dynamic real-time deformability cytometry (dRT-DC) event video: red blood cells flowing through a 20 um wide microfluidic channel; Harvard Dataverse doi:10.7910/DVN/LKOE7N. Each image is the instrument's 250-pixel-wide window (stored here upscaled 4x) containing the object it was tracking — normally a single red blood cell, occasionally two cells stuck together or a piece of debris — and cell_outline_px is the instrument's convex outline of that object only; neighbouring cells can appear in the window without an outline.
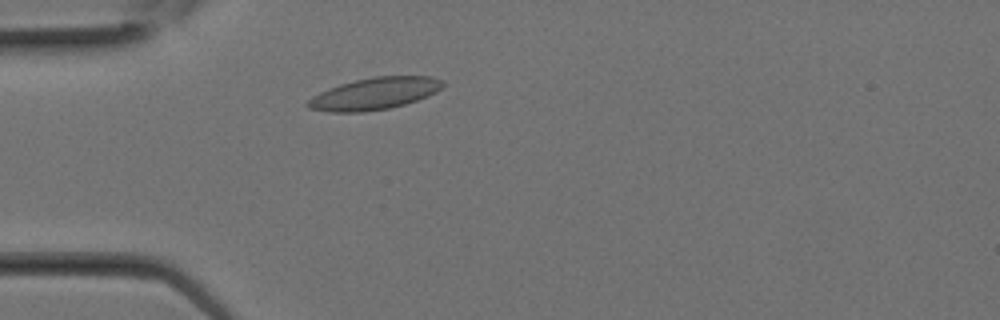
{"species": "Egyptian fruit bat (a non-hibernating species)", "species_latin": "Rousettus aegyptiacus", "temperature_condition": "room temperature", "stored_images_in_passage": 6, "camera_frame_rate_fps": 3000, "um_per_image_px": 0.085, "animal": {"sex": "female"}, "frame": {"image": 1, "passage_image": 4, "time_ms": 1.0, "image_size_px": [1000, 320], "cell_outline_px": [[444, 84], [436, 92], [428, 96], [404, 104], [388, 108], [364, 112], [332, 112], [308, 108], [304, 104], [312, 96], [328, 88], [340, 84], [356, 80], [376, 76], [432, 76], [444, 80]], "centroid_in_image_um": [31.82, 7.95], "position_along_channel_um": 53.2, "area_um2": 25.09}}
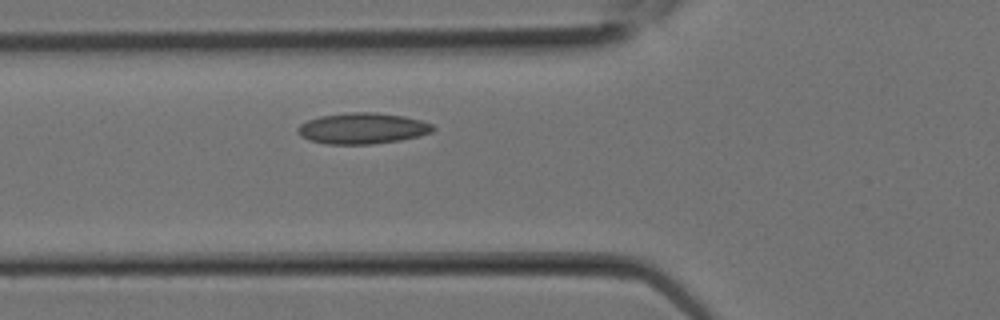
{"frame": {"image": 2, "passage_image": 6, "time_ms": 1.667, "image_size_px": [1000, 320], "cell_outline_px": [[436, 128], [432, 132], [400, 140], [372, 144], [328, 144], [308, 140], [300, 136], [296, 132], [296, 128], [300, 124], [308, 120], [320, 116], [348, 112], [376, 112], [404, 116], [420, 120], [432, 124]], "centroid_in_image_um": [30.77, 10.91], "position_along_channel_um": 95.0, "area_um2": 24.51}}